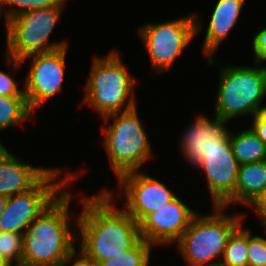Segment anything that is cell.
<instances>
[{
    "label": "cell",
    "mask_w": 266,
    "mask_h": 266,
    "mask_svg": "<svg viewBox=\"0 0 266 266\" xmlns=\"http://www.w3.org/2000/svg\"><path fill=\"white\" fill-rule=\"evenodd\" d=\"M112 192L82 198L83 211L77 216L81 239L80 253L98 263L116 258L140 239L139 224L123 209L113 206Z\"/></svg>",
    "instance_id": "6da1fadb"
},
{
    "label": "cell",
    "mask_w": 266,
    "mask_h": 266,
    "mask_svg": "<svg viewBox=\"0 0 266 266\" xmlns=\"http://www.w3.org/2000/svg\"><path fill=\"white\" fill-rule=\"evenodd\" d=\"M71 196L70 191L64 190L24 231L22 264L70 266L77 254L74 242L78 240L68 221Z\"/></svg>",
    "instance_id": "7a4b0ae2"
},
{
    "label": "cell",
    "mask_w": 266,
    "mask_h": 266,
    "mask_svg": "<svg viewBox=\"0 0 266 266\" xmlns=\"http://www.w3.org/2000/svg\"><path fill=\"white\" fill-rule=\"evenodd\" d=\"M121 60L117 51H111L104 58L94 57L91 65L84 103L92 105L103 118L136 106L132 92L136 80Z\"/></svg>",
    "instance_id": "3957f363"
},
{
    "label": "cell",
    "mask_w": 266,
    "mask_h": 266,
    "mask_svg": "<svg viewBox=\"0 0 266 266\" xmlns=\"http://www.w3.org/2000/svg\"><path fill=\"white\" fill-rule=\"evenodd\" d=\"M215 213L200 216L196 214L189 227L177 241L187 266H205L221 261L228 238L242 223V216L225 214L224 207L213 206ZM219 258L217 262L212 260Z\"/></svg>",
    "instance_id": "277c9868"
},
{
    "label": "cell",
    "mask_w": 266,
    "mask_h": 266,
    "mask_svg": "<svg viewBox=\"0 0 266 266\" xmlns=\"http://www.w3.org/2000/svg\"><path fill=\"white\" fill-rule=\"evenodd\" d=\"M137 106L104 117V123H114L102 130L105 133L104 146L110 165L117 178L122 174L139 171L150 159L151 145L137 112Z\"/></svg>",
    "instance_id": "5b68a950"
},
{
    "label": "cell",
    "mask_w": 266,
    "mask_h": 266,
    "mask_svg": "<svg viewBox=\"0 0 266 266\" xmlns=\"http://www.w3.org/2000/svg\"><path fill=\"white\" fill-rule=\"evenodd\" d=\"M220 74L214 115L226 121L254 117L266 95V67L225 66Z\"/></svg>",
    "instance_id": "8992f818"
},
{
    "label": "cell",
    "mask_w": 266,
    "mask_h": 266,
    "mask_svg": "<svg viewBox=\"0 0 266 266\" xmlns=\"http://www.w3.org/2000/svg\"><path fill=\"white\" fill-rule=\"evenodd\" d=\"M64 7H48L22 12L9 19L6 26V56L15 60L54 51L67 46L64 41L50 43L49 37L55 28Z\"/></svg>",
    "instance_id": "52a82bcc"
},
{
    "label": "cell",
    "mask_w": 266,
    "mask_h": 266,
    "mask_svg": "<svg viewBox=\"0 0 266 266\" xmlns=\"http://www.w3.org/2000/svg\"><path fill=\"white\" fill-rule=\"evenodd\" d=\"M61 170L51 168L31 189L8 197L5 210L1 213L0 231L23 234L27 227L58 198L57 193L64 192L60 190L74 179L75 175L68 172L63 179L56 180Z\"/></svg>",
    "instance_id": "ba28073f"
},
{
    "label": "cell",
    "mask_w": 266,
    "mask_h": 266,
    "mask_svg": "<svg viewBox=\"0 0 266 266\" xmlns=\"http://www.w3.org/2000/svg\"><path fill=\"white\" fill-rule=\"evenodd\" d=\"M198 22L197 15L193 13L176 20L138 28L153 69H157L159 73L170 69L177 56L202 29Z\"/></svg>",
    "instance_id": "9c48e42d"
},
{
    "label": "cell",
    "mask_w": 266,
    "mask_h": 266,
    "mask_svg": "<svg viewBox=\"0 0 266 266\" xmlns=\"http://www.w3.org/2000/svg\"><path fill=\"white\" fill-rule=\"evenodd\" d=\"M67 46L45 53H37L13 60L6 56L7 62L12 63L14 69H18L26 59L30 58L32 64L28 76H26L24 94L29 109L41 106L45 101L61 91L65 74V57Z\"/></svg>",
    "instance_id": "30bf717a"
},
{
    "label": "cell",
    "mask_w": 266,
    "mask_h": 266,
    "mask_svg": "<svg viewBox=\"0 0 266 266\" xmlns=\"http://www.w3.org/2000/svg\"><path fill=\"white\" fill-rule=\"evenodd\" d=\"M227 129L202 157L197 169L206 175L213 206H222L235 191L240 163L233 154Z\"/></svg>",
    "instance_id": "8fae6325"
},
{
    "label": "cell",
    "mask_w": 266,
    "mask_h": 266,
    "mask_svg": "<svg viewBox=\"0 0 266 266\" xmlns=\"http://www.w3.org/2000/svg\"><path fill=\"white\" fill-rule=\"evenodd\" d=\"M118 181L126 197L124 210L138 224L176 197L164 183L141 171L122 174Z\"/></svg>",
    "instance_id": "7c38bea8"
},
{
    "label": "cell",
    "mask_w": 266,
    "mask_h": 266,
    "mask_svg": "<svg viewBox=\"0 0 266 266\" xmlns=\"http://www.w3.org/2000/svg\"><path fill=\"white\" fill-rule=\"evenodd\" d=\"M196 214L175 197L139 223L140 236L153 246L176 243Z\"/></svg>",
    "instance_id": "4fadbf2b"
},
{
    "label": "cell",
    "mask_w": 266,
    "mask_h": 266,
    "mask_svg": "<svg viewBox=\"0 0 266 266\" xmlns=\"http://www.w3.org/2000/svg\"><path fill=\"white\" fill-rule=\"evenodd\" d=\"M225 123L226 120L216 115L214 119L198 116L194 123L185 129L180 147L187 162L192 163L194 167L199 165L216 139L227 130Z\"/></svg>",
    "instance_id": "5bb4252c"
},
{
    "label": "cell",
    "mask_w": 266,
    "mask_h": 266,
    "mask_svg": "<svg viewBox=\"0 0 266 266\" xmlns=\"http://www.w3.org/2000/svg\"><path fill=\"white\" fill-rule=\"evenodd\" d=\"M50 169L27 164L6 149L0 155V195L11 197L28 191Z\"/></svg>",
    "instance_id": "9a60e30c"
},
{
    "label": "cell",
    "mask_w": 266,
    "mask_h": 266,
    "mask_svg": "<svg viewBox=\"0 0 266 266\" xmlns=\"http://www.w3.org/2000/svg\"><path fill=\"white\" fill-rule=\"evenodd\" d=\"M244 2L245 0H218L216 3L203 44L204 55L209 56V65L214 63L213 53L237 23Z\"/></svg>",
    "instance_id": "2e32d148"
},
{
    "label": "cell",
    "mask_w": 266,
    "mask_h": 266,
    "mask_svg": "<svg viewBox=\"0 0 266 266\" xmlns=\"http://www.w3.org/2000/svg\"><path fill=\"white\" fill-rule=\"evenodd\" d=\"M266 193V160L240 165L234 194L222 205L243 203L254 207Z\"/></svg>",
    "instance_id": "e0dca14e"
},
{
    "label": "cell",
    "mask_w": 266,
    "mask_h": 266,
    "mask_svg": "<svg viewBox=\"0 0 266 266\" xmlns=\"http://www.w3.org/2000/svg\"><path fill=\"white\" fill-rule=\"evenodd\" d=\"M229 140L233 154L240 165L266 160V143L257 136L252 128L237 134L230 132Z\"/></svg>",
    "instance_id": "ac0fdd59"
},
{
    "label": "cell",
    "mask_w": 266,
    "mask_h": 266,
    "mask_svg": "<svg viewBox=\"0 0 266 266\" xmlns=\"http://www.w3.org/2000/svg\"><path fill=\"white\" fill-rule=\"evenodd\" d=\"M33 114L27 105L26 96H0V131L22 124Z\"/></svg>",
    "instance_id": "d6986e66"
},
{
    "label": "cell",
    "mask_w": 266,
    "mask_h": 266,
    "mask_svg": "<svg viewBox=\"0 0 266 266\" xmlns=\"http://www.w3.org/2000/svg\"><path fill=\"white\" fill-rule=\"evenodd\" d=\"M242 223L228 238L221 260L224 266H248V229Z\"/></svg>",
    "instance_id": "ffe728a7"
},
{
    "label": "cell",
    "mask_w": 266,
    "mask_h": 266,
    "mask_svg": "<svg viewBox=\"0 0 266 266\" xmlns=\"http://www.w3.org/2000/svg\"><path fill=\"white\" fill-rule=\"evenodd\" d=\"M151 247L153 245L141 238L133 247L125 250L123 254L96 264L97 266H148L151 259Z\"/></svg>",
    "instance_id": "44dd1931"
},
{
    "label": "cell",
    "mask_w": 266,
    "mask_h": 266,
    "mask_svg": "<svg viewBox=\"0 0 266 266\" xmlns=\"http://www.w3.org/2000/svg\"><path fill=\"white\" fill-rule=\"evenodd\" d=\"M66 1L67 0H0V16L2 13L4 14V22L6 23L9 19L25 11L48 7H64V2ZM5 5L8 6V8H6Z\"/></svg>",
    "instance_id": "7402d4cb"
},
{
    "label": "cell",
    "mask_w": 266,
    "mask_h": 266,
    "mask_svg": "<svg viewBox=\"0 0 266 266\" xmlns=\"http://www.w3.org/2000/svg\"><path fill=\"white\" fill-rule=\"evenodd\" d=\"M23 245V234L0 231V258L9 265L22 263Z\"/></svg>",
    "instance_id": "603a6c76"
},
{
    "label": "cell",
    "mask_w": 266,
    "mask_h": 266,
    "mask_svg": "<svg viewBox=\"0 0 266 266\" xmlns=\"http://www.w3.org/2000/svg\"><path fill=\"white\" fill-rule=\"evenodd\" d=\"M248 229V266H266V238L252 236Z\"/></svg>",
    "instance_id": "cb8c5ba5"
},
{
    "label": "cell",
    "mask_w": 266,
    "mask_h": 266,
    "mask_svg": "<svg viewBox=\"0 0 266 266\" xmlns=\"http://www.w3.org/2000/svg\"><path fill=\"white\" fill-rule=\"evenodd\" d=\"M0 96H25L24 90H19L17 83L9 75L0 70Z\"/></svg>",
    "instance_id": "d4e9b609"
},
{
    "label": "cell",
    "mask_w": 266,
    "mask_h": 266,
    "mask_svg": "<svg viewBox=\"0 0 266 266\" xmlns=\"http://www.w3.org/2000/svg\"><path fill=\"white\" fill-rule=\"evenodd\" d=\"M253 51L255 56V64L266 61V27L259 30L253 37Z\"/></svg>",
    "instance_id": "484cf974"
},
{
    "label": "cell",
    "mask_w": 266,
    "mask_h": 266,
    "mask_svg": "<svg viewBox=\"0 0 266 266\" xmlns=\"http://www.w3.org/2000/svg\"><path fill=\"white\" fill-rule=\"evenodd\" d=\"M253 131L266 143V106H262L253 117Z\"/></svg>",
    "instance_id": "4316f807"
},
{
    "label": "cell",
    "mask_w": 266,
    "mask_h": 266,
    "mask_svg": "<svg viewBox=\"0 0 266 266\" xmlns=\"http://www.w3.org/2000/svg\"><path fill=\"white\" fill-rule=\"evenodd\" d=\"M253 209L256 211V214L258 213L261 222L264 224L266 222V193Z\"/></svg>",
    "instance_id": "83f0119b"
},
{
    "label": "cell",
    "mask_w": 266,
    "mask_h": 266,
    "mask_svg": "<svg viewBox=\"0 0 266 266\" xmlns=\"http://www.w3.org/2000/svg\"><path fill=\"white\" fill-rule=\"evenodd\" d=\"M77 255L80 256V258L78 259L76 258V261H74V263L71 266H97L95 262L87 260L81 254H79L78 251Z\"/></svg>",
    "instance_id": "f1b7e54d"
},
{
    "label": "cell",
    "mask_w": 266,
    "mask_h": 266,
    "mask_svg": "<svg viewBox=\"0 0 266 266\" xmlns=\"http://www.w3.org/2000/svg\"><path fill=\"white\" fill-rule=\"evenodd\" d=\"M8 201V197L7 196H1L0 195V218H1V213L5 210L6 204Z\"/></svg>",
    "instance_id": "f546056e"
},
{
    "label": "cell",
    "mask_w": 266,
    "mask_h": 266,
    "mask_svg": "<svg viewBox=\"0 0 266 266\" xmlns=\"http://www.w3.org/2000/svg\"><path fill=\"white\" fill-rule=\"evenodd\" d=\"M7 148H5V146H3L1 144V141H0V155L6 150Z\"/></svg>",
    "instance_id": "4dcf8cb0"
},
{
    "label": "cell",
    "mask_w": 266,
    "mask_h": 266,
    "mask_svg": "<svg viewBox=\"0 0 266 266\" xmlns=\"http://www.w3.org/2000/svg\"><path fill=\"white\" fill-rule=\"evenodd\" d=\"M9 264L6 263L2 258H0V266H8Z\"/></svg>",
    "instance_id": "1f68e13d"
},
{
    "label": "cell",
    "mask_w": 266,
    "mask_h": 266,
    "mask_svg": "<svg viewBox=\"0 0 266 266\" xmlns=\"http://www.w3.org/2000/svg\"><path fill=\"white\" fill-rule=\"evenodd\" d=\"M205 266H224L222 263H217V264H211V265H205Z\"/></svg>",
    "instance_id": "d6a6232c"
},
{
    "label": "cell",
    "mask_w": 266,
    "mask_h": 266,
    "mask_svg": "<svg viewBox=\"0 0 266 266\" xmlns=\"http://www.w3.org/2000/svg\"><path fill=\"white\" fill-rule=\"evenodd\" d=\"M8 266H12V264L11 265H8ZM13 266H28V265H25V264H16V265H13Z\"/></svg>",
    "instance_id": "836d02e7"
},
{
    "label": "cell",
    "mask_w": 266,
    "mask_h": 266,
    "mask_svg": "<svg viewBox=\"0 0 266 266\" xmlns=\"http://www.w3.org/2000/svg\"><path fill=\"white\" fill-rule=\"evenodd\" d=\"M263 226L265 227V230H266V222L263 224ZM265 233H266V231H265Z\"/></svg>",
    "instance_id": "e575fe53"
}]
</instances>
